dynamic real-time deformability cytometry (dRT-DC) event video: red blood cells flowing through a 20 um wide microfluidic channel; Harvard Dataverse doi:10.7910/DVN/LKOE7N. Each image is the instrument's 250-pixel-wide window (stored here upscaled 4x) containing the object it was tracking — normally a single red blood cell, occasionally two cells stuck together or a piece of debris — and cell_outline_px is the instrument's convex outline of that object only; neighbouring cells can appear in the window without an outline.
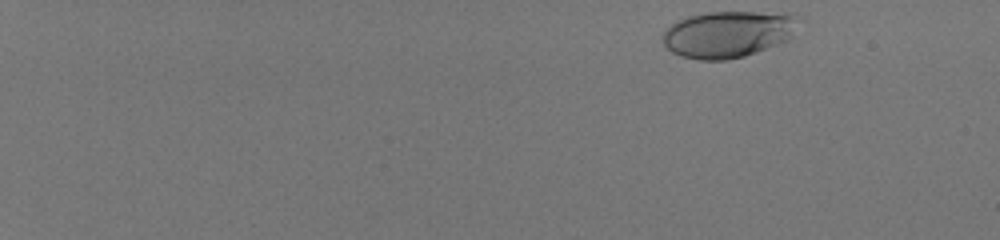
{"species": "human", "species_latin": "Homo sapiens", "temperature_condition": "room temperature", "stored_images_in_passage": 50, "camera_frame_rate_fps": 3000, "um_per_image_px": 0.085, "donor": {"sex": "male"}, "frame": {"image": 1, "passage_image": 1, "time_ms": 0.0, "image_size_px": [1000, 240], "cell_outline_px": [[804, 20], [788, 40], [756, 52], [744, 56], [724, 60], [700, 60], [680, 56], [672, 52], [660, 40], [660, 36], [664, 28], [676, 20], [688, 16], [704, 12], [796, 12]], "centroid_in_image_um": [61.92, 2.87], "position_along_channel_um": 23.1, "area_um2": 37.97}}
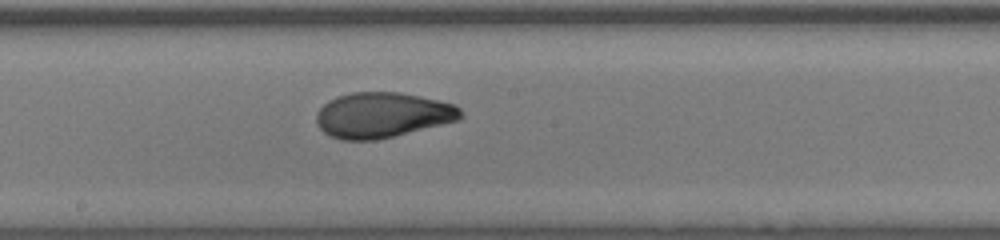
{"frame": {"image": 2, "passage_image": 30, "time_ms": 9.667, "image_size_px": [1000, 240], "cell_outline_px": [[464, 116], [460, 120], [376, 140], [340, 140], [324, 132], [316, 124], [316, 112], [328, 100], [336, 96], [352, 92], [400, 92], [440, 100], [456, 104], [460, 108]], "centroid_in_image_um": [32.51, 9.77], "position_along_channel_um": 215.7, "area_um2": 38.38}}
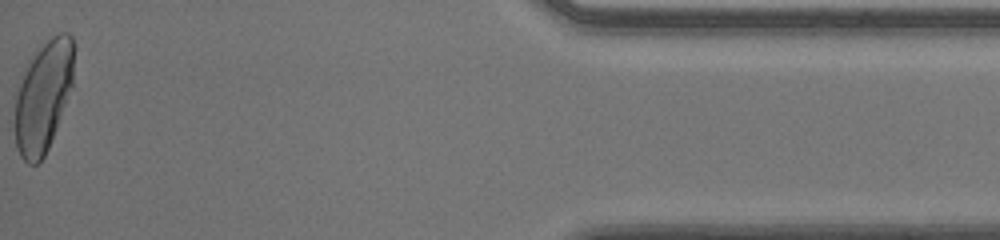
{"frame": {"image": 3, "passage_image": 50, "time_ms": 16.333, "image_size_px": [1000, 240], "cell_outline_px": [[72, 88], [48, 148], [44, 156], [36, 164], [28, 164], [20, 156], [16, 148], [16, 96], [20, 84], [32, 52], [52, 36], [60, 32], [68, 32], [72, 36]], "centroid_in_image_um": [3.68, 8.18], "position_along_channel_um": 431.5, "area_um2": 37.57}, "authors_computed_cell_mechanics": {"area_um2": 37.5411, "velocity_mm_per_s": 4.0757, "shape_relaxation_time_tau1_ms": 7.7156, "shape_relaxation_time_tau2_ms": null, "deformation_change_tau1": 0.2636, "deformation_change_tau2": null}}